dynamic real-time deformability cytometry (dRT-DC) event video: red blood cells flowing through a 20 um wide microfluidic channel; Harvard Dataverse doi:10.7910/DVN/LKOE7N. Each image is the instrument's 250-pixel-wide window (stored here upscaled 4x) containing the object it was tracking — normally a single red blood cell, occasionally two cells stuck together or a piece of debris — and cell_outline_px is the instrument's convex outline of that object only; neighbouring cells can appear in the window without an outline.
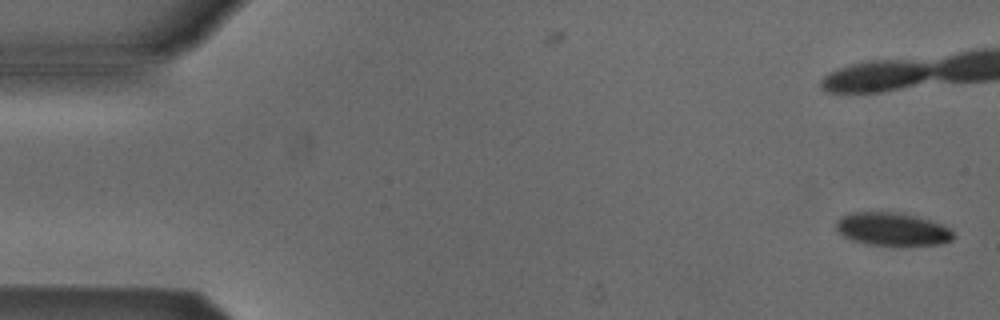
{"species": "Egyptian fruit bat (a non-hibernating species)", "species_latin": "Rousettus aegyptiacus", "temperature_condition": "cold", "stored_images_in_passage": 6, "camera_frame_rate_fps": 3000, "um_per_image_px": 0.085, "animal": {"sex": "male"}, "frame": {"image": 1, "passage_image": 1, "time_ms": 0.0, "image_size_px": [1000, 320], "cell_outline_px": [[956, 236], [952, 240], [940, 244], [892, 248], [868, 244], [852, 240], [844, 236], [836, 228], [836, 220], [840, 216], [852, 212], [900, 212], [944, 224]], "centroid_in_image_um": [75.87, 19.51], "position_along_channel_um": 9.1, "area_um2": 23.35}}